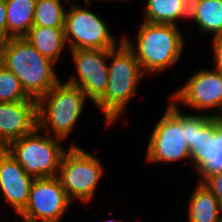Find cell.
Listing matches in <instances>:
<instances>
[{"label": "cell", "mask_w": 222, "mask_h": 222, "mask_svg": "<svg viewBox=\"0 0 222 222\" xmlns=\"http://www.w3.org/2000/svg\"><path fill=\"white\" fill-rule=\"evenodd\" d=\"M0 63L20 81L26 95L38 101L59 81L55 63L42 56L24 37L0 42Z\"/></svg>", "instance_id": "6da1fadb"}, {"label": "cell", "mask_w": 222, "mask_h": 222, "mask_svg": "<svg viewBox=\"0 0 222 222\" xmlns=\"http://www.w3.org/2000/svg\"><path fill=\"white\" fill-rule=\"evenodd\" d=\"M118 44L109 49L108 59L112 60L108 62V86L95 104L103 111L106 125L120 118L145 74L129 45L122 38Z\"/></svg>", "instance_id": "7a4b0ae2"}, {"label": "cell", "mask_w": 222, "mask_h": 222, "mask_svg": "<svg viewBox=\"0 0 222 222\" xmlns=\"http://www.w3.org/2000/svg\"><path fill=\"white\" fill-rule=\"evenodd\" d=\"M177 25L144 22L137 32L136 45L125 35L122 39L129 45L146 74L168 69L180 59L184 37Z\"/></svg>", "instance_id": "3957f363"}, {"label": "cell", "mask_w": 222, "mask_h": 222, "mask_svg": "<svg viewBox=\"0 0 222 222\" xmlns=\"http://www.w3.org/2000/svg\"><path fill=\"white\" fill-rule=\"evenodd\" d=\"M86 99L80 87L60 80L37 101V127L47 130L52 137L65 140L77 124Z\"/></svg>", "instance_id": "277c9868"}, {"label": "cell", "mask_w": 222, "mask_h": 222, "mask_svg": "<svg viewBox=\"0 0 222 222\" xmlns=\"http://www.w3.org/2000/svg\"><path fill=\"white\" fill-rule=\"evenodd\" d=\"M39 132L41 130L36 127L31 133L12 141L6 149L33 178L58 176L67 150L61 146V139L43 132L39 135Z\"/></svg>", "instance_id": "5b68a950"}, {"label": "cell", "mask_w": 222, "mask_h": 222, "mask_svg": "<svg viewBox=\"0 0 222 222\" xmlns=\"http://www.w3.org/2000/svg\"><path fill=\"white\" fill-rule=\"evenodd\" d=\"M72 145L62 158L58 178L72 202L76 198L86 203L92 200L104 167L97 156Z\"/></svg>", "instance_id": "8992f818"}, {"label": "cell", "mask_w": 222, "mask_h": 222, "mask_svg": "<svg viewBox=\"0 0 222 222\" xmlns=\"http://www.w3.org/2000/svg\"><path fill=\"white\" fill-rule=\"evenodd\" d=\"M71 3L64 22L65 40L69 50L111 49L117 45L106 22L87 9ZM69 44V45H68Z\"/></svg>", "instance_id": "52a82bcc"}, {"label": "cell", "mask_w": 222, "mask_h": 222, "mask_svg": "<svg viewBox=\"0 0 222 222\" xmlns=\"http://www.w3.org/2000/svg\"><path fill=\"white\" fill-rule=\"evenodd\" d=\"M71 202L58 176L34 178L19 215L23 222H60Z\"/></svg>", "instance_id": "ba28073f"}, {"label": "cell", "mask_w": 222, "mask_h": 222, "mask_svg": "<svg viewBox=\"0 0 222 222\" xmlns=\"http://www.w3.org/2000/svg\"><path fill=\"white\" fill-rule=\"evenodd\" d=\"M70 53L77 75L66 82L80 87L86 98L96 104L108 86L109 49H76Z\"/></svg>", "instance_id": "9c48e42d"}, {"label": "cell", "mask_w": 222, "mask_h": 222, "mask_svg": "<svg viewBox=\"0 0 222 222\" xmlns=\"http://www.w3.org/2000/svg\"><path fill=\"white\" fill-rule=\"evenodd\" d=\"M147 145L148 163H171L186 158L190 160L181 122L167 108L155 125Z\"/></svg>", "instance_id": "30bf717a"}, {"label": "cell", "mask_w": 222, "mask_h": 222, "mask_svg": "<svg viewBox=\"0 0 222 222\" xmlns=\"http://www.w3.org/2000/svg\"><path fill=\"white\" fill-rule=\"evenodd\" d=\"M170 100L179 106L195 108L198 111L222 108V73L202 69L191 76L185 85L173 92ZM179 102V103H178Z\"/></svg>", "instance_id": "8fae6325"}, {"label": "cell", "mask_w": 222, "mask_h": 222, "mask_svg": "<svg viewBox=\"0 0 222 222\" xmlns=\"http://www.w3.org/2000/svg\"><path fill=\"white\" fill-rule=\"evenodd\" d=\"M167 109L181 122L185 142L190 151V160L198 172L206 163V149L210 139L221 124L211 114H183L179 107L170 100Z\"/></svg>", "instance_id": "7c38bea8"}, {"label": "cell", "mask_w": 222, "mask_h": 222, "mask_svg": "<svg viewBox=\"0 0 222 222\" xmlns=\"http://www.w3.org/2000/svg\"><path fill=\"white\" fill-rule=\"evenodd\" d=\"M37 127V101L0 103V148L31 133Z\"/></svg>", "instance_id": "4fadbf2b"}, {"label": "cell", "mask_w": 222, "mask_h": 222, "mask_svg": "<svg viewBox=\"0 0 222 222\" xmlns=\"http://www.w3.org/2000/svg\"><path fill=\"white\" fill-rule=\"evenodd\" d=\"M33 180L6 148H0V190L18 215L26 207Z\"/></svg>", "instance_id": "5bb4252c"}, {"label": "cell", "mask_w": 222, "mask_h": 222, "mask_svg": "<svg viewBox=\"0 0 222 222\" xmlns=\"http://www.w3.org/2000/svg\"><path fill=\"white\" fill-rule=\"evenodd\" d=\"M189 198L188 222H222V204L201 182Z\"/></svg>", "instance_id": "9a60e30c"}, {"label": "cell", "mask_w": 222, "mask_h": 222, "mask_svg": "<svg viewBox=\"0 0 222 222\" xmlns=\"http://www.w3.org/2000/svg\"><path fill=\"white\" fill-rule=\"evenodd\" d=\"M24 38L44 57L56 63L66 47L64 27L32 26Z\"/></svg>", "instance_id": "2e32d148"}, {"label": "cell", "mask_w": 222, "mask_h": 222, "mask_svg": "<svg viewBox=\"0 0 222 222\" xmlns=\"http://www.w3.org/2000/svg\"><path fill=\"white\" fill-rule=\"evenodd\" d=\"M37 0H5L7 40L24 37L33 26Z\"/></svg>", "instance_id": "e0dca14e"}, {"label": "cell", "mask_w": 222, "mask_h": 222, "mask_svg": "<svg viewBox=\"0 0 222 222\" xmlns=\"http://www.w3.org/2000/svg\"><path fill=\"white\" fill-rule=\"evenodd\" d=\"M180 18H189L183 0H147L144 22L176 25Z\"/></svg>", "instance_id": "ac0fdd59"}, {"label": "cell", "mask_w": 222, "mask_h": 222, "mask_svg": "<svg viewBox=\"0 0 222 222\" xmlns=\"http://www.w3.org/2000/svg\"><path fill=\"white\" fill-rule=\"evenodd\" d=\"M200 28L201 32L211 33L212 37L222 34V1L201 0L189 15Z\"/></svg>", "instance_id": "d6986e66"}, {"label": "cell", "mask_w": 222, "mask_h": 222, "mask_svg": "<svg viewBox=\"0 0 222 222\" xmlns=\"http://www.w3.org/2000/svg\"><path fill=\"white\" fill-rule=\"evenodd\" d=\"M65 14L61 0H37L33 26L64 27Z\"/></svg>", "instance_id": "ffe728a7"}, {"label": "cell", "mask_w": 222, "mask_h": 222, "mask_svg": "<svg viewBox=\"0 0 222 222\" xmlns=\"http://www.w3.org/2000/svg\"><path fill=\"white\" fill-rule=\"evenodd\" d=\"M34 100L29 98L19 79L0 63V103Z\"/></svg>", "instance_id": "44dd1931"}, {"label": "cell", "mask_w": 222, "mask_h": 222, "mask_svg": "<svg viewBox=\"0 0 222 222\" xmlns=\"http://www.w3.org/2000/svg\"><path fill=\"white\" fill-rule=\"evenodd\" d=\"M207 163L197 172L199 181H202L207 175L214 172L222 171V126H220L215 135L208 141L207 149Z\"/></svg>", "instance_id": "7402d4cb"}, {"label": "cell", "mask_w": 222, "mask_h": 222, "mask_svg": "<svg viewBox=\"0 0 222 222\" xmlns=\"http://www.w3.org/2000/svg\"><path fill=\"white\" fill-rule=\"evenodd\" d=\"M201 182L218 198L222 204V171L207 175Z\"/></svg>", "instance_id": "603a6c76"}, {"label": "cell", "mask_w": 222, "mask_h": 222, "mask_svg": "<svg viewBox=\"0 0 222 222\" xmlns=\"http://www.w3.org/2000/svg\"><path fill=\"white\" fill-rule=\"evenodd\" d=\"M212 49L214 55V68L216 71L222 73V34L212 37Z\"/></svg>", "instance_id": "cb8c5ba5"}, {"label": "cell", "mask_w": 222, "mask_h": 222, "mask_svg": "<svg viewBox=\"0 0 222 222\" xmlns=\"http://www.w3.org/2000/svg\"><path fill=\"white\" fill-rule=\"evenodd\" d=\"M7 40V14L5 0H0V42Z\"/></svg>", "instance_id": "d4e9b609"}, {"label": "cell", "mask_w": 222, "mask_h": 222, "mask_svg": "<svg viewBox=\"0 0 222 222\" xmlns=\"http://www.w3.org/2000/svg\"><path fill=\"white\" fill-rule=\"evenodd\" d=\"M201 0H183L184 8L190 15L193 10L197 7Z\"/></svg>", "instance_id": "484cf974"}, {"label": "cell", "mask_w": 222, "mask_h": 222, "mask_svg": "<svg viewBox=\"0 0 222 222\" xmlns=\"http://www.w3.org/2000/svg\"><path fill=\"white\" fill-rule=\"evenodd\" d=\"M210 114L211 115H213V116H215V118L217 119V121L221 124V126H222V108H221V110H220V113L218 112H216V113H211L210 112Z\"/></svg>", "instance_id": "4316f807"}]
</instances>
